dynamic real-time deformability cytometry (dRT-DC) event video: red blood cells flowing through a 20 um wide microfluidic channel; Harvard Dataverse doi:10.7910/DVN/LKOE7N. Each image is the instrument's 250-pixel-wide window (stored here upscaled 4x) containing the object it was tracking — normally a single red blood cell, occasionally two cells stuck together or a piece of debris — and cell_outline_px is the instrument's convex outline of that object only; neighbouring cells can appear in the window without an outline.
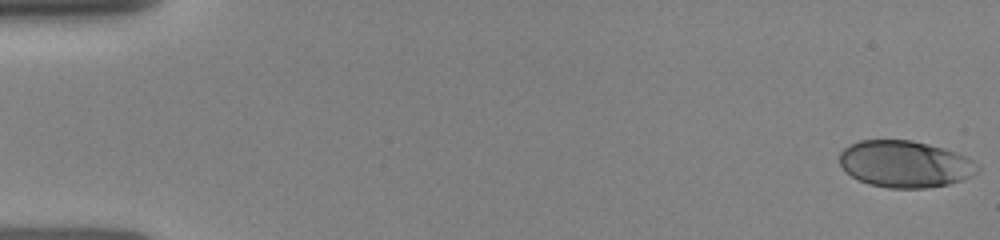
{"species": "human", "species_latin": "Homo sapiens", "temperature_condition": "room temperature", "stored_images_in_passage": 9, "camera_frame_rate_fps": 3000, "um_per_image_px": 0.085, "donor": {"sex": "female"}, "frame": {"image": 1, "passage_image": 1, "time_ms": 0.0, "image_size_px": [1000, 240], "cell_outline_px": [[980, 168], [972, 176], [948, 184], [928, 188], [888, 188], [868, 184], [852, 176], [840, 164], [840, 152], [844, 148], [860, 140], [912, 140], [944, 148], [968, 156], [980, 164]], "centroid_in_image_um": [76.97, 13.94], "position_along_channel_um": 8.0, "area_um2": 37.69}}
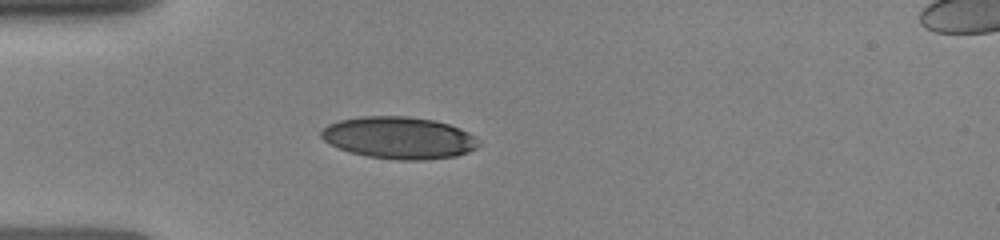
{"frame": {"image": 2, "passage_image": 6, "time_ms": 4.333, "image_size_px": [1000, 240], "cell_outline_px": [[480, 144], [476, 148], [468, 152], [456, 156], [424, 160], [396, 160], [368, 156], [348, 152], [328, 144], [320, 136], [320, 132], [328, 124], [340, 120], [360, 116], [408, 116], [432, 120], [448, 124], [460, 128], [476, 136]], "centroid_in_image_um": [33.9, 11.71], "position_along_channel_um": 51.1, "area_um2": 38.78}}
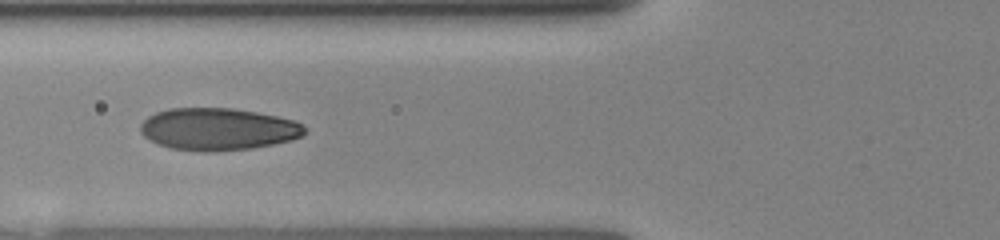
{"frame": {"image": 3, "passage_image": 8, "time_ms": 6.0, "image_size_px": [1000, 240], "cell_outline_px": [[304, 132], [300, 136], [292, 140], [252, 148], [212, 152], [204, 152], [168, 148], [156, 144], [148, 140], [140, 132], [140, 124], [148, 116], [156, 112], [168, 108], [232, 108], [256, 112], [276, 116], [292, 120], [304, 124]], "centroid_in_image_um": [18.47, 10.98], "position_along_channel_um": 107.3, "area_um2": 40.58}}